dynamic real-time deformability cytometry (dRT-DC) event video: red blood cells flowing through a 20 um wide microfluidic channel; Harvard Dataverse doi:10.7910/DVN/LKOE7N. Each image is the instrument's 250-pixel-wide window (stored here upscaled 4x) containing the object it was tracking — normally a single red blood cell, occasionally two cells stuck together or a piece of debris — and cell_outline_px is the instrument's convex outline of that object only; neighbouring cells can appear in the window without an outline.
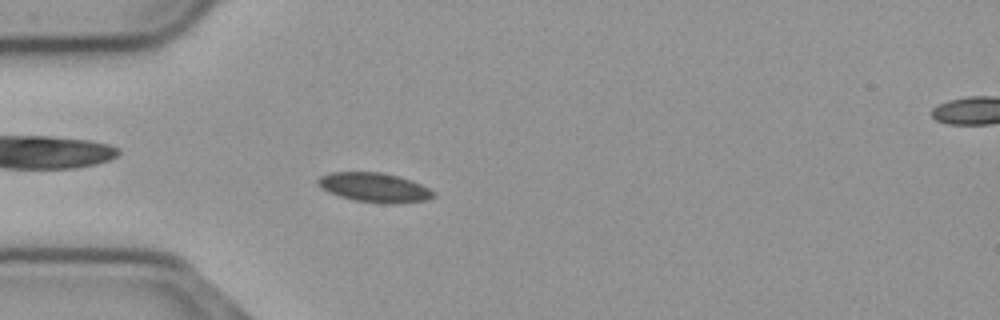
{"species": "common noctule bat (a hibernating species)", "species_latin": "Nyctalus noctula", "temperature_condition": "cold", "stored_images_in_passage": 45, "camera_frame_rate_fps": 3000, "um_per_image_px": 0.085, "animal": {"sex": "male", "body_mass_g": 23.1, "forearm_length_mm": 52.7}, "frame": {"image": 1, "passage_image": 5, "time_ms": 1.333, "image_size_px": [1000, 320], "cell_outline_px": [[436, 196], [428, 200], [400, 204], [384, 204], [352, 200], [328, 192], [320, 188], [316, 184], [316, 180], [320, 176], [328, 172], [380, 172], [400, 176], [412, 180], [436, 192]], "centroid_in_image_um": [31.83, 15.94], "position_along_channel_um": 53.2, "area_um2": 20.29}}
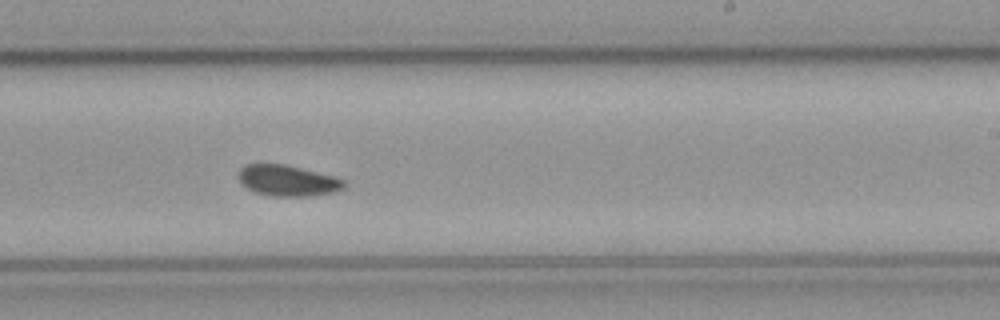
{"frame": {"image": 2, "passage_image": 23, "time_ms": 7.333, "image_size_px": [1000, 320], "cell_outline_px": [[348, 184], [344, 188], [332, 192], [308, 196], [272, 196], [256, 192], [240, 184], [236, 176], [240, 168], [244, 164], [284, 164], [336, 176], [344, 180]], "centroid_in_image_um": [24.43, 15.34], "position_along_channel_um": 264.6, "area_um2": 19.25}}
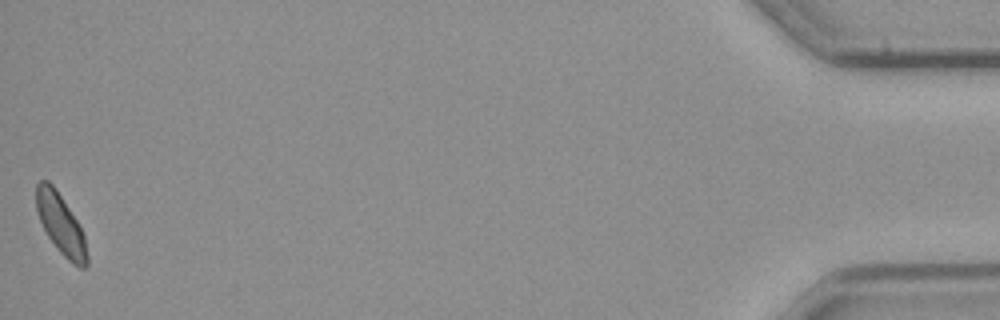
{"frame": {"image": 3, "passage_image": 45, "time_ms": 14.667, "image_size_px": [1000, 320], "cell_outline_px": [[88, 264], [84, 268], [80, 268], [72, 264], [60, 252], [48, 236], [40, 220], [36, 208], [36, 184], [40, 180], [48, 180], [56, 188], [76, 220], [84, 236], [88, 256]], "centroid_in_image_um": [5.16, 19.06], "position_along_channel_um": 430.0, "area_um2": 17.63}}